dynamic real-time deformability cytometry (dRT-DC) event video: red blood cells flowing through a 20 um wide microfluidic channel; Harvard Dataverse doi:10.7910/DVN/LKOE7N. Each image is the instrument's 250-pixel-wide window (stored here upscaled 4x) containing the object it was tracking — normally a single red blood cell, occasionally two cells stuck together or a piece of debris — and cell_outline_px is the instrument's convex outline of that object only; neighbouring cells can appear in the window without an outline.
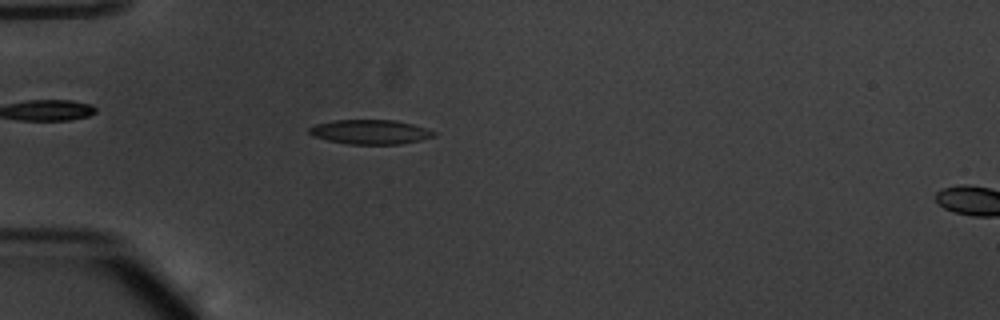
{"species": "common noctule bat (a hibernating species)", "species_latin": "Nyctalus noctula", "temperature_condition": "warm", "stored_images_in_passage": 53, "camera_frame_rate_fps": 3000, "um_per_image_px": 0.085, "animal": {"sex": "male", "body_mass_g": 20.1, "forearm_length_mm": 53.5}, "frame": {"image": 1, "passage_image": 16, "time_ms": 5.0, "image_size_px": [1000, 320], "cell_outline_px": [[436, 136], [420, 140], [400, 144], [348, 144], [328, 140], [312, 136], [308, 132], [308, 128], [316, 124], [336, 120], [396, 120], [412, 124], [436, 132]], "centroid_in_image_um": [31.46, 11.21], "position_along_channel_um": 53.5, "area_um2": 17.69}}
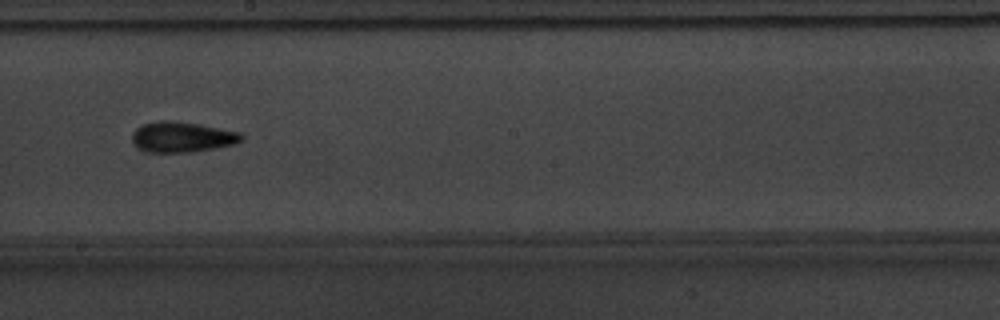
{"frame": {"image": 2, "passage_image": 31, "time_ms": 10.0, "image_size_px": [1000, 320], "cell_outline_px": [[244, 140], [232, 144], [192, 152], [152, 152], [140, 148], [132, 140], [132, 132], [136, 128], [144, 124], [160, 120], [176, 120], [200, 124], [244, 132]], "centroid_in_image_um": [15.53, 11.62], "position_along_channel_um": 232.7, "area_um2": 19.48}}
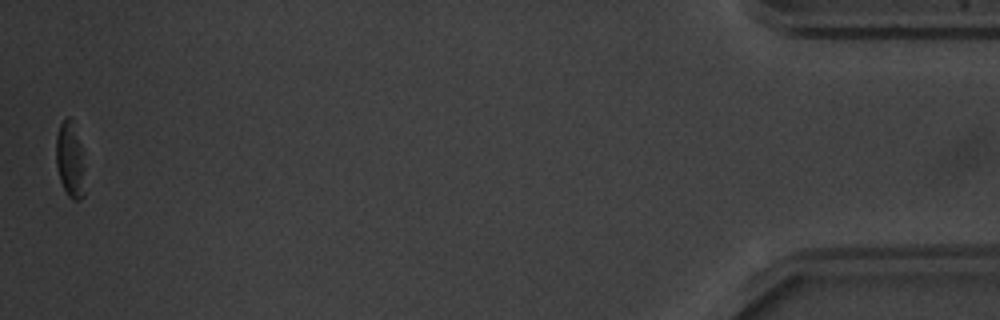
{"frame": {"image": 3, "passage_image": 53, "time_ms": 17.333, "image_size_px": [1000, 320], "cell_outline_px": [[84, 196], [80, 200], [72, 200], [68, 196], [60, 180], [56, 164], [56, 136], [60, 124], [68, 116], [80, 148], [84, 192]], "centroid_in_image_um": [5.9, 13.69], "position_along_channel_um": 429.3, "area_um2": 11.79}, "authors_computed_cell_mechanics": {"area_um2": 17.918, "velocity_mm_per_s": 3.8175, "shape_relaxation_time_tau1_ms": 3.5074, "shape_relaxation_time_tau2_ms": 4.4843, "deformation_change_tau1": 0.1225, "deformation_change_tau2": 0.139}}